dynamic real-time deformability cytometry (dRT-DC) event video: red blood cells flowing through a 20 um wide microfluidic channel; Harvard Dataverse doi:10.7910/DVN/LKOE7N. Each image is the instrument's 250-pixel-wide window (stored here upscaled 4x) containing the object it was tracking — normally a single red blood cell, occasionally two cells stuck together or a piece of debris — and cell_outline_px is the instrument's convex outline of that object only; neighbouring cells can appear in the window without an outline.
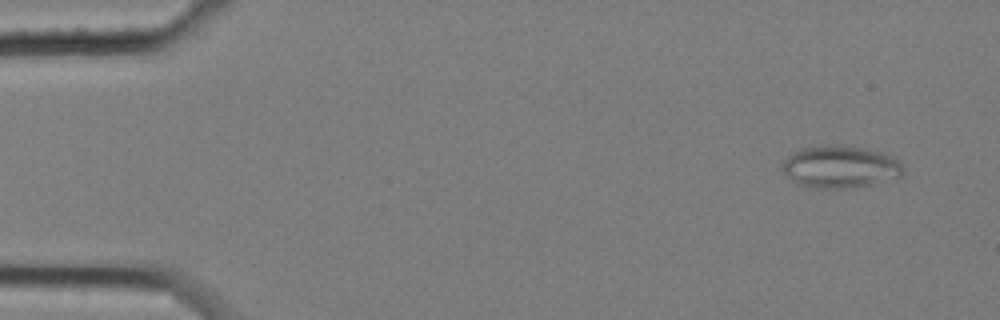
{"species": "common noctule bat (a hibernating species)", "species_latin": "Nyctalus noctula", "temperature_condition": "cold", "stored_images_in_passage": 4, "camera_frame_rate_fps": 3000, "um_per_image_px": 0.085, "animal": {"sex": "female", "body_mass_g": 25.1}, "frame": {"image": 1, "passage_image": 1, "time_ms": 0.0, "image_size_px": [1000, 320], "cell_outline_px": [[904, 172], [900, 176], [868, 184], [844, 188], [816, 188], [796, 184], [784, 172], [780, 164], [792, 152], [800, 148], [828, 144], [844, 144], [880, 152], [896, 156], [904, 168]], "centroid_in_image_um": [71.39, 14.15], "position_along_channel_um": 13.6, "area_um2": 29.88}}